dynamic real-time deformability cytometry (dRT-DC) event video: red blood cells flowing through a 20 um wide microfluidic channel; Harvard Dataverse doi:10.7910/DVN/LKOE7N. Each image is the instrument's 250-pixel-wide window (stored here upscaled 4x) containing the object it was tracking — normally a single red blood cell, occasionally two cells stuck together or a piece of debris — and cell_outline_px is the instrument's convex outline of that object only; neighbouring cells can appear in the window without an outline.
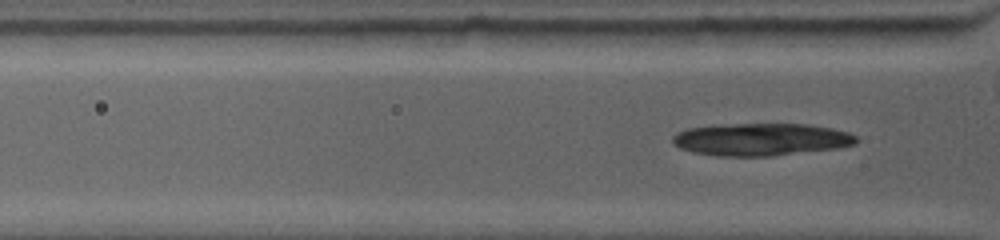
{"species": "common noctule bat (a hibernating species)", "species_latin": "Nyctalus noctula", "temperature_condition": "warm", "stored_images_in_passage": 7, "segment_of_instrument_passage": [2, 2], "camera_frame_rate_fps": 4500, "um_per_image_px": 0.085, "animal": {"sex": "female", "body_mass_g": 19.0, "forearm_length_mm": 53.3}, "frame": {"image": 1, "passage_image": 7, "time_ms": 2.222, "image_size_px": [1000, 240], "cell_outline_px": [[948, 36], [924, 44], [848, 44], [840, 28], [948, 28]], "centroid_in_image_um": [75.93, 3.02], "position_along_channel_um": 49.9, "area_um2": 11.33}}